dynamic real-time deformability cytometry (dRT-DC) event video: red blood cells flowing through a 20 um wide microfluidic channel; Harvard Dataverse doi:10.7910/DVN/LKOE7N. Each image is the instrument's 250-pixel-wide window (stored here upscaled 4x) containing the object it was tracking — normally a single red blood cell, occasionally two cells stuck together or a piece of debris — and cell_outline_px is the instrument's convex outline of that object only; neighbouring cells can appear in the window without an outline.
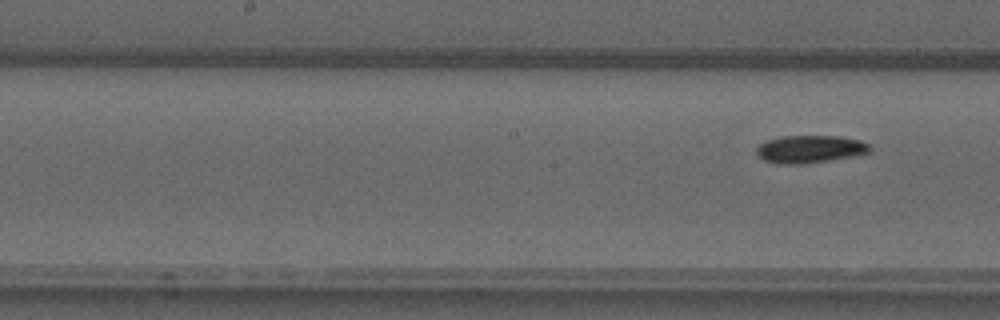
{"species": "common noctule bat (a hibernating species)", "species_latin": "Nyctalus noctula", "temperature_condition": "warm", "stored_images_in_passage": 5, "camera_frame_rate_fps": 3000, "um_per_image_px": 0.085, "animal": {"sex": "male", "forearm_length_mm": 52.5}, "frame": {"image": 1, "passage_image": 5, "time_ms": 5.0, "image_size_px": [1000, 320], "cell_outline_px": [[872, 148], [868, 152], [852, 156], [804, 164], [776, 164], [764, 160], [756, 152], [756, 148], [760, 144], [768, 140], [780, 136], [836, 136], [860, 140], [868, 144]], "centroid_in_image_um": [68.82, 12.67], "position_along_channel_um": 179.4, "area_um2": 18.09}}